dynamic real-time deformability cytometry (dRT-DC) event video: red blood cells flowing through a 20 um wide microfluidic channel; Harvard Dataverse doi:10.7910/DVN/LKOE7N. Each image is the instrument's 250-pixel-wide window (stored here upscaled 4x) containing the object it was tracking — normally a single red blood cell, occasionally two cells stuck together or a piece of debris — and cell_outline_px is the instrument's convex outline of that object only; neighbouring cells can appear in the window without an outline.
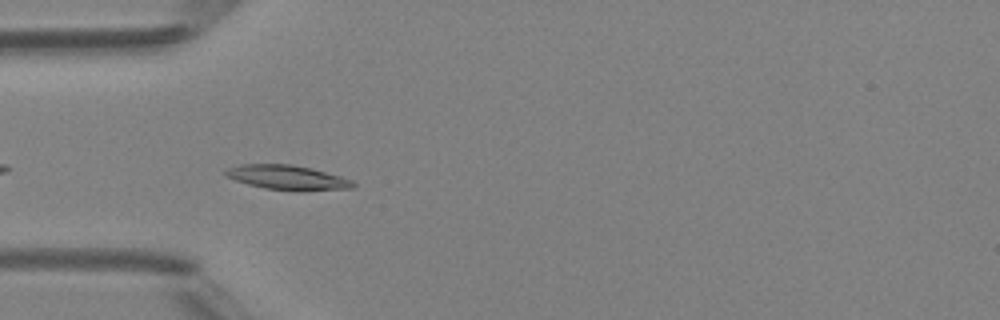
{"species": "Egyptian fruit bat (a non-hibernating species)", "species_latin": "Rousettus aegyptiacus", "temperature_condition": "room temperature", "stored_images_in_passage": 36, "camera_frame_rate_fps": 3000, "um_per_image_px": 0.085, "animal": {"sex": "female"}, "frame": {"image": 1, "passage_image": 3, "time_ms": 0.667, "image_size_px": [1000, 320], "cell_outline_px": [[356, 188], [300, 192], [264, 188], [248, 184], [224, 176], [224, 172], [228, 168], [240, 164], [292, 164], [312, 168], [340, 176], [352, 180], [356, 184]], "centroid_in_image_um": [24.47, 15.1], "position_along_channel_um": 60.5, "area_um2": 18.61}}
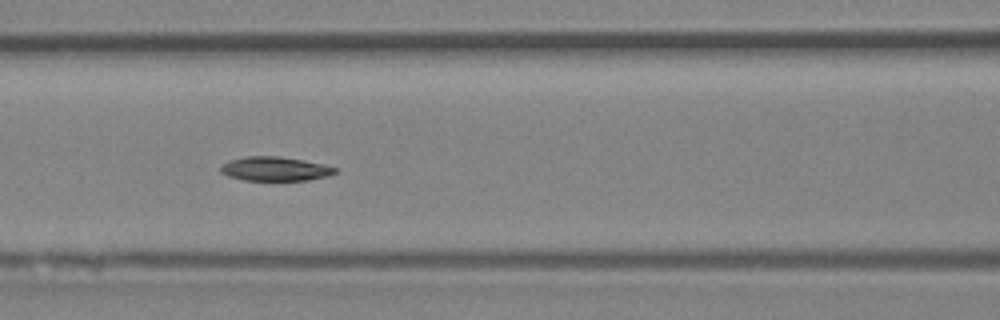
{"frame": {"image": 2, "passage_image": 9, "time_ms": 2.667, "image_size_px": [1000, 320], "cell_outline_px": [[336, 172], [328, 176], [308, 180], [244, 180], [228, 176], [220, 172], [220, 168], [228, 160], [244, 156], [280, 156], [304, 160], [336, 168]], "centroid_in_image_um": [23.34, 14.34], "position_along_channel_um": 143.3, "area_um2": 16.01}}
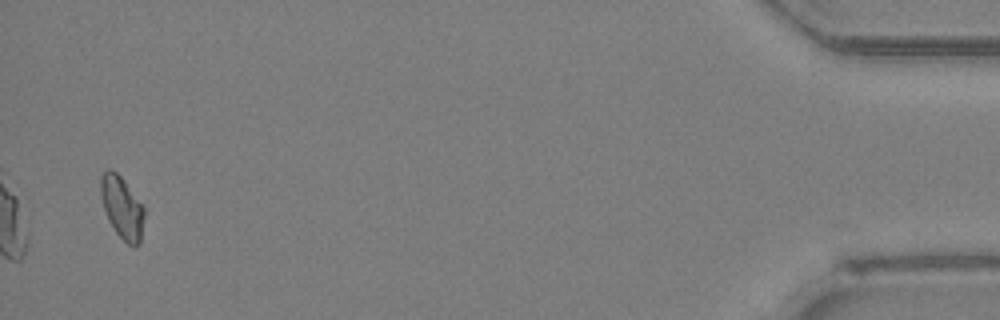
{"frame": {"image": 3, "passage_image": 35, "time_ms": 11.333, "image_size_px": [1000, 320], "cell_outline_px": [[144, 216], [140, 244], [136, 248], [128, 244], [116, 232], [108, 220], [100, 196], [100, 176], [108, 168], [112, 168], [124, 180], [144, 208]], "centroid_in_image_um": [10.36, 17.63], "position_along_channel_um": 424.8, "area_um2": 15.78}, "authors_computed_cell_mechanics": {"area_um2": 16.3285, "velocity_mm_per_s": 4.2546, "shape_relaxation_time_tau1_ms": 3.1726, "shape_relaxation_time_tau2_ms": null, "deformation_change_tau1": 0.1186, "deformation_change_tau2": null}}